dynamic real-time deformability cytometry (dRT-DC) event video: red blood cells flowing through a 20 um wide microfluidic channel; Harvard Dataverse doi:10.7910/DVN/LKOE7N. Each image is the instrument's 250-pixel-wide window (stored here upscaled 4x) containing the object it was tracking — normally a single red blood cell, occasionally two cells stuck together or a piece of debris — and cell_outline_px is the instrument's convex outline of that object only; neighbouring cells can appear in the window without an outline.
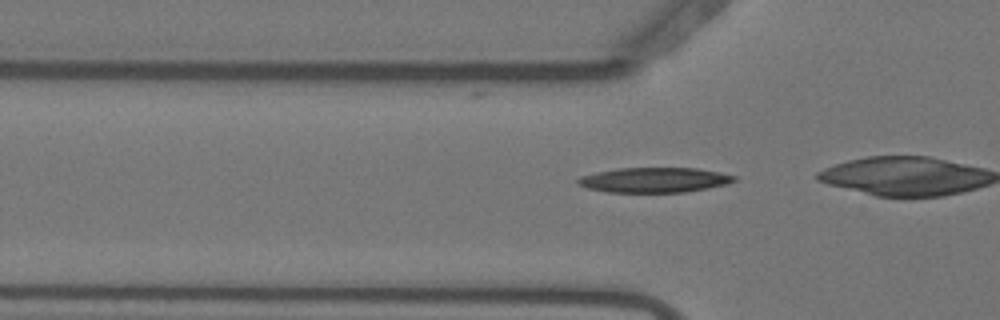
{"species": "Egyptian fruit bat (a non-hibernating species)", "species_latin": "Rousettus aegyptiacus", "temperature_condition": "warm", "stored_images_in_passage": 19, "camera_frame_rate_fps": 3000, "um_per_image_px": 0.085, "animal": {"sex": "female"}, "frame": {"image": 1, "passage_image": 14, "time_ms": 4.333, "image_size_px": [1000, 320], "cell_outline_px": [[736, 180], [728, 184], [708, 188], [684, 192], [608, 192], [588, 188], [576, 184], [576, 180], [580, 176], [596, 172], [616, 168], [696, 168], [720, 172], [736, 176]], "centroid_in_image_um": [55.6, 15.29], "position_along_channel_um": 70.2, "area_um2": 22.83}}
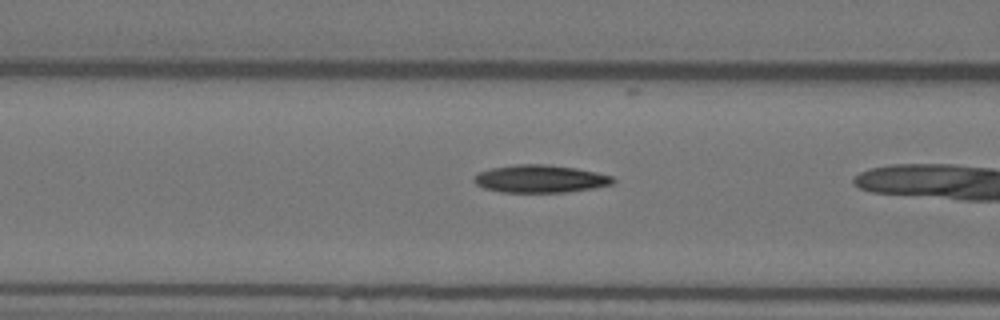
{"frame": {"image": 2, "passage_image": 18, "time_ms": 5.667, "image_size_px": [1000, 320], "cell_outline_px": [[616, 180], [612, 184], [592, 188], [568, 192], [500, 192], [484, 188], [476, 184], [472, 180], [472, 176], [480, 172], [492, 168], [516, 164], [548, 164], [576, 168], [596, 172], [612, 176]], "centroid_in_image_um": [45.9, 15.2], "position_along_channel_um": 120.7, "area_um2": 22.48}}